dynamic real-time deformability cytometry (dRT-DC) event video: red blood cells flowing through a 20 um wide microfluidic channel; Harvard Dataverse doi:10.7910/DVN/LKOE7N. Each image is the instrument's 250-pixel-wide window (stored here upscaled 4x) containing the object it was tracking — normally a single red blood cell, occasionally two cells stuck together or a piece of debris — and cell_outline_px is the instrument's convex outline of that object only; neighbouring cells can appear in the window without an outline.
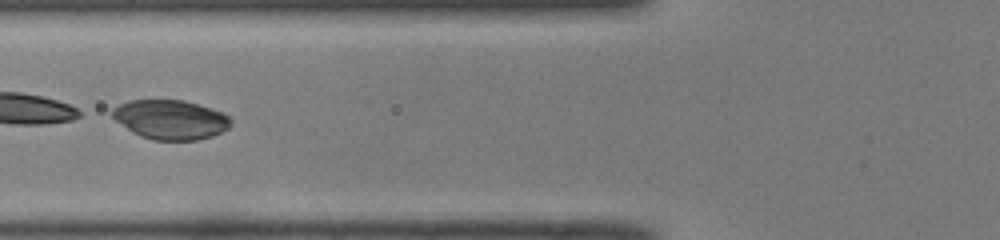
{"species": "common noctule bat (a hibernating species)", "species_latin": "Nyctalus noctula", "temperature_condition": "room temperature", "stored_images_in_passage": 23, "camera_frame_rate_fps": 3000, "um_per_image_px": 0.085, "animal": {"sex": "male", "body_mass_g": 19.0, "forearm_length_mm": 50.8}, "frame": {"image": 1, "passage_image": 7, "time_ms": 2.0, "image_size_px": [1000, 240], "cell_outline_px": [[232, 124], [228, 128], [212, 136], [196, 140], [152, 140], [140, 136], [132, 132], [116, 120], [112, 116], [112, 108], [128, 100], [184, 100], [212, 108], [228, 116], [232, 120]], "centroid_in_image_um": [14.49, 10.16], "position_along_channel_um": 111.3, "area_um2": 27.17}}
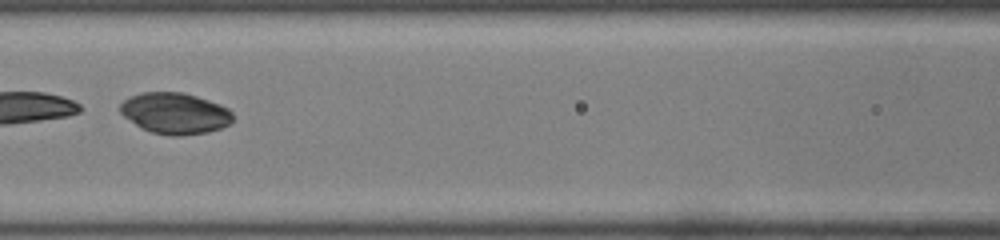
{"frame": {"image": 2, "passage_image": 10, "time_ms": 3.0, "image_size_px": [1000, 240], "cell_outline_px": [[232, 120], [228, 124], [220, 128], [208, 132], [180, 136], [172, 136], [152, 132], [140, 128], [124, 116], [120, 112], [120, 104], [128, 96], [140, 92], [184, 92], [220, 104], [228, 108], [232, 112]], "centroid_in_image_um": [14.85, 9.62], "position_along_channel_um": 151.8, "area_um2": 27.11}}